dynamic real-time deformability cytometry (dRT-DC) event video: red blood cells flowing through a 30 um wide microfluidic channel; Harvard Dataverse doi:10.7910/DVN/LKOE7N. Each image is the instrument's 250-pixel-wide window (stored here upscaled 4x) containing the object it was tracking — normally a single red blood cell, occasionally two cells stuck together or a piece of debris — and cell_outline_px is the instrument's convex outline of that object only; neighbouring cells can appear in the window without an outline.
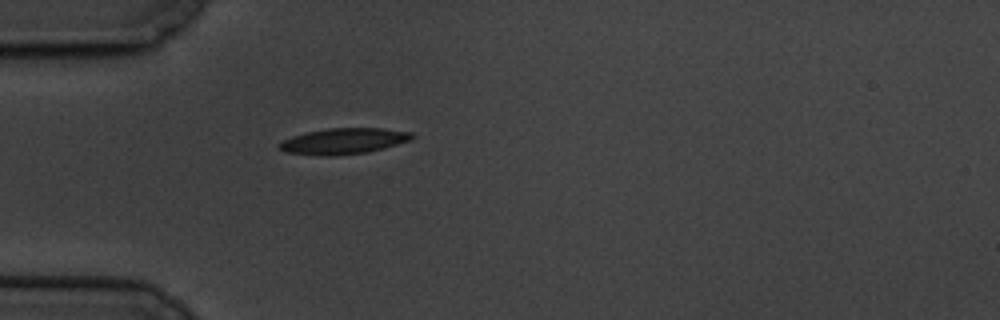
{"species": "common noctule bat (a hibernating species)", "species_latin": "Nyctalus noctula", "temperature_condition": "cold", "stored_images_in_passage": 44, "camera_frame_rate_fps": 3000, "um_per_image_px": 0.085, "animal": {"sex": "male", "body_mass_g": 19.5, "forearm_length_mm": 54.6}, "frame": {"image": 1, "passage_image": 1, "time_ms": 0.0, "image_size_px": [1000, 320], "cell_outline_px": [[416, 136], [412, 140], [384, 148], [368, 152], [332, 156], [324, 156], [284, 152], [280, 148], [280, 144], [284, 140], [292, 136], [308, 132], [328, 128], [380, 128], [412, 132]], "centroid_in_image_um": [29.27, 11.99], "position_along_channel_um": 55.7, "area_um2": 20.0}}
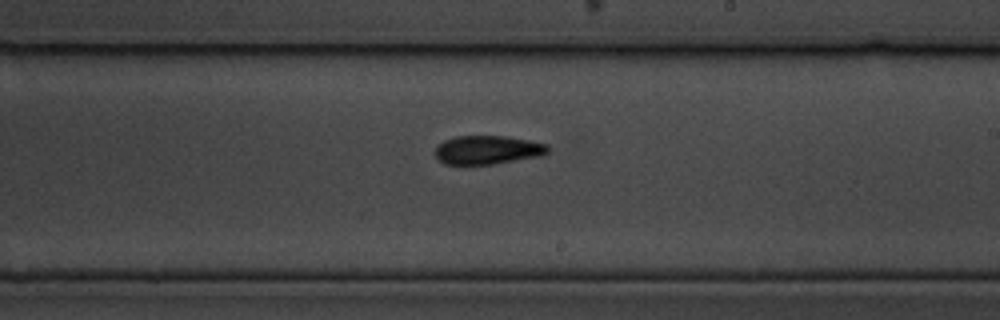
{"frame": {"image": 2, "passage_image": 19, "time_ms": 6.0, "image_size_px": [1000, 320], "cell_outline_px": [[548, 152], [544, 156], [492, 164], [444, 164], [436, 156], [436, 148], [444, 140], [456, 136], [504, 136], [528, 140], [548, 144]], "centroid_in_image_um": [41.49, 12.74], "position_along_channel_um": 247.5, "area_um2": 18.79}}
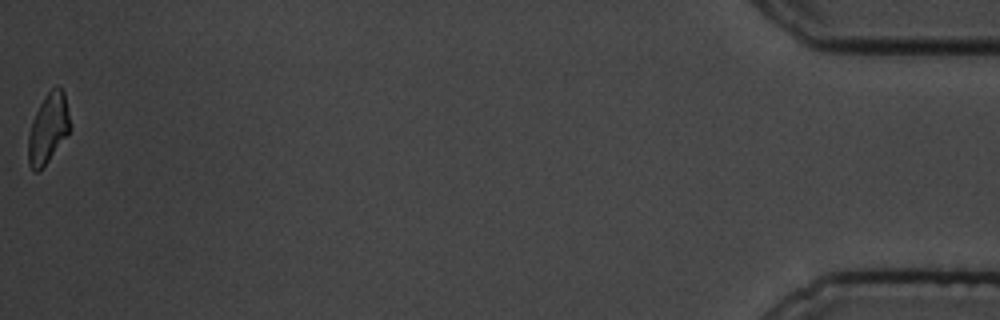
{"frame": {"image": 3, "passage_image": 44, "time_ms": 14.333, "image_size_px": [1000, 320], "cell_outline_px": [[72, 128], [40, 172], [32, 172], [28, 164], [28, 136], [32, 120], [44, 96], [56, 84], [64, 92]], "centroid_in_image_um": [4.09, 10.94], "position_along_channel_um": 431.1, "area_um2": 17.17}, "authors_computed_cell_mechanics": {"area_um2": 18.3804, "velocity_mm_per_s": 3.3146, "shape_relaxation_time_tau1_ms": 3.0692, "shape_relaxation_time_tau2_ms": 1.9638, "deformation_change_tau1": 0.1085, "deformation_change_tau2": 0.0772}}